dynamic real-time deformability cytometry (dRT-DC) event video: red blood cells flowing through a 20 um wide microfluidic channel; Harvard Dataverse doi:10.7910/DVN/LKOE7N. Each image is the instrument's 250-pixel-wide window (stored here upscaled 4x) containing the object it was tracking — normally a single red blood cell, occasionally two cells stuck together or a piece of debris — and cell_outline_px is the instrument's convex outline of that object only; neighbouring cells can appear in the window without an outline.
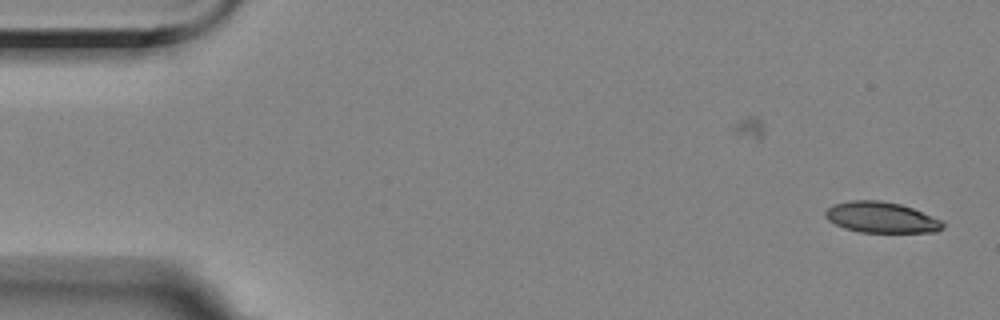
{"species": "Egyptian fruit bat (a non-hibernating species)", "species_latin": "Rousettus aegyptiacus", "temperature_condition": "room temperature", "stored_images_in_passage": 54, "camera_frame_rate_fps": 3000, "um_per_image_px": 0.085, "animal": {"sex": "female"}, "frame": {"image": 1, "passage_image": 1, "time_ms": 0.0, "image_size_px": [1000, 320], "cell_outline_px": [[944, 228], [936, 232], [860, 232], [844, 228], [828, 220], [824, 216], [824, 212], [832, 204], [852, 200], [880, 200], [900, 204], [912, 208], [944, 220]], "centroid_in_image_um": [74.92, 18.48], "position_along_channel_um": 10.1, "area_um2": 21.27}}
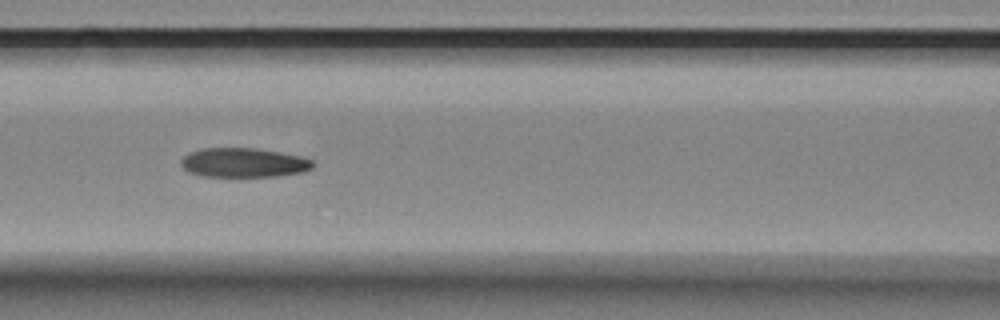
{"frame": {"image": 2, "passage_image": 23, "time_ms": 7.333, "image_size_px": [1000, 320], "cell_outline_px": [[316, 164], [312, 168], [304, 172], [276, 176], [204, 176], [188, 172], [180, 164], [180, 160], [188, 152], [200, 148], [256, 148], [280, 152], [300, 156], [312, 160]], "centroid_in_image_um": [20.71, 13.82], "position_along_channel_um": 145.9, "area_um2": 22.66}}
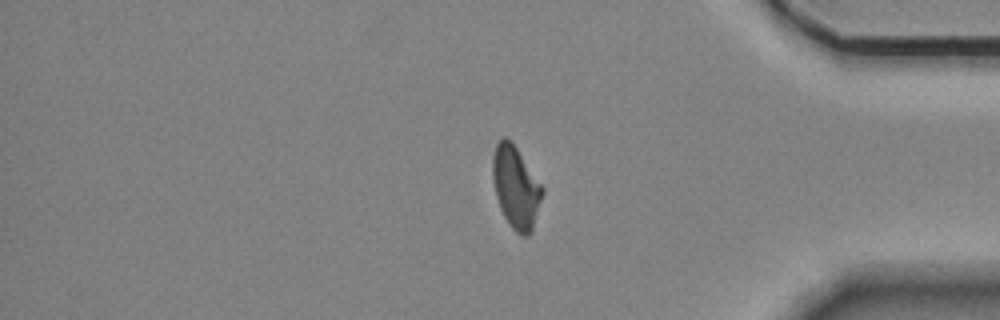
{"frame": {"image": 3, "passage_image": 46, "time_ms": 15.0, "image_size_px": [1000, 320], "cell_outline_px": [[544, 192], [532, 232], [528, 236], [520, 236], [508, 224], [500, 208], [496, 196], [492, 176], [492, 156], [496, 144], [504, 136], [508, 136], [512, 140], [544, 188]], "centroid_in_image_um": [43.85, 15.91], "position_along_channel_um": 391.3, "area_um2": 24.16}, "authors_computed_cell_mechanics": {"area_um2": 22.9466, "velocity_mm_per_s": 3.5039, "shape_relaxation_time_tau1_ms": 8.7038, "shape_relaxation_time_tau2_ms": 3.3381, "deformation_change_tau1": 0.2142, "deformation_change_tau2": 0.1026}}